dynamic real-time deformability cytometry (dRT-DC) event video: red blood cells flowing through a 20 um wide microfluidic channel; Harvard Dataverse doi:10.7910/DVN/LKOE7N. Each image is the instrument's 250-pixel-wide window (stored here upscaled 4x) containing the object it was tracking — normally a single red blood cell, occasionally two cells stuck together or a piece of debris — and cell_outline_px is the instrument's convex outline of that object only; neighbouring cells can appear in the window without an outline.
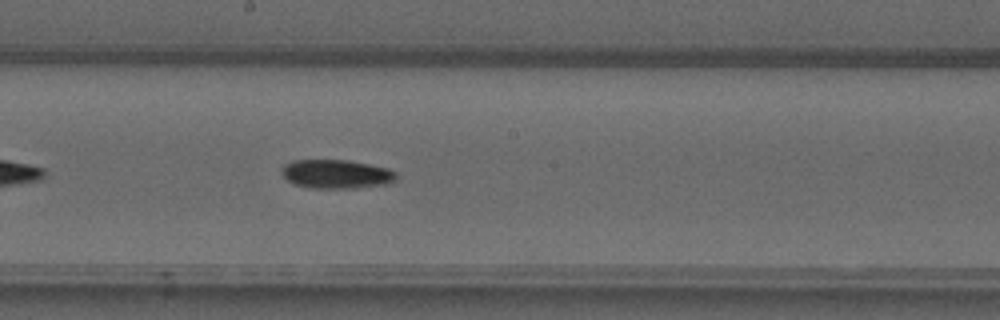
{"species": "common noctule bat (a hibernating species)", "species_latin": "Nyctalus noctula", "temperature_condition": "warm", "stored_images_in_passage": 36, "camera_frame_rate_fps": 3000, "um_per_image_px": 0.085, "animal": {"sex": "male", "forearm_length_mm": 52.5}, "frame": {"image": 1, "passage_image": 14, "time_ms": 4.333, "image_size_px": [1000, 320], "cell_outline_px": [[396, 180], [384, 184], [356, 188], [312, 188], [292, 184], [280, 172], [280, 168], [284, 164], [292, 160], [348, 160], [388, 168], [396, 172]], "centroid_in_image_um": [28.54, 14.79], "position_along_channel_um": 219.7, "area_um2": 19.36}}
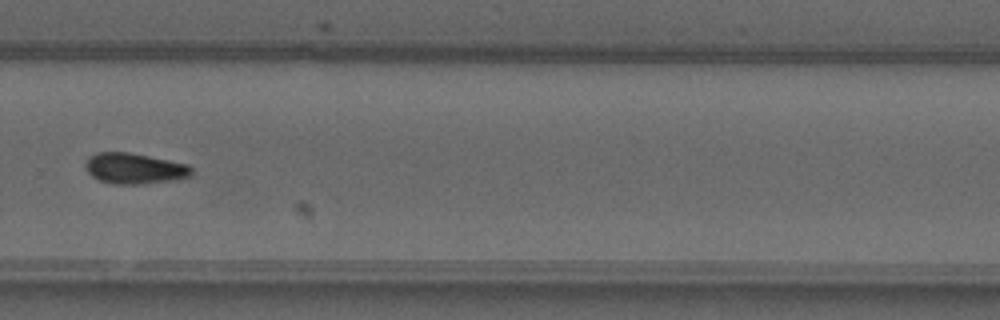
{"frame": {"image": 2, "passage_image": 21, "time_ms": 6.667, "image_size_px": [1000, 320], "cell_outline_px": [[192, 176], [172, 180], [140, 184], [112, 184], [100, 180], [92, 176], [88, 172], [84, 164], [88, 156], [96, 152], [128, 152], [188, 164], [192, 168]], "centroid_in_image_um": [11.4, 14.31], "position_along_channel_um": 318.4, "area_um2": 19.02}}
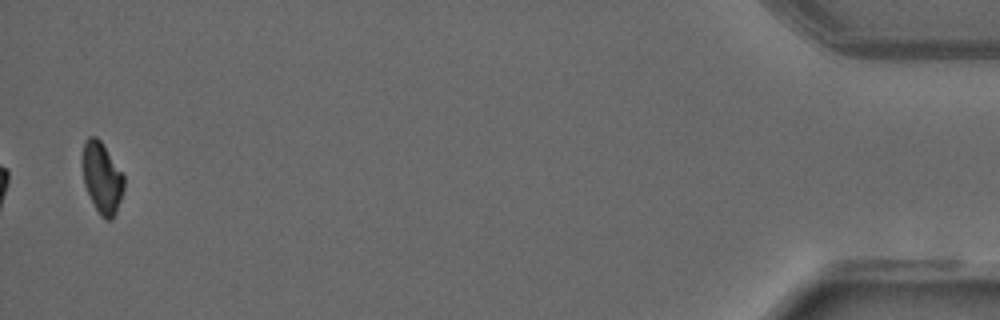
{"frame": {"image": 3, "passage_image": 35, "time_ms": 11.333, "image_size_px": [1000, 320], "cell_outline_px": [[124, 188], [116, 212], [112, 220], [104, 220], [100, 216], [84, 184], [84, 140], [88, 136], [96, 136], [100, 140], [124, 176]], "centroid_in_image_um": [8.69, 15.14], "position_along_channel_um": 426.5, "area_um2": 16.7}}